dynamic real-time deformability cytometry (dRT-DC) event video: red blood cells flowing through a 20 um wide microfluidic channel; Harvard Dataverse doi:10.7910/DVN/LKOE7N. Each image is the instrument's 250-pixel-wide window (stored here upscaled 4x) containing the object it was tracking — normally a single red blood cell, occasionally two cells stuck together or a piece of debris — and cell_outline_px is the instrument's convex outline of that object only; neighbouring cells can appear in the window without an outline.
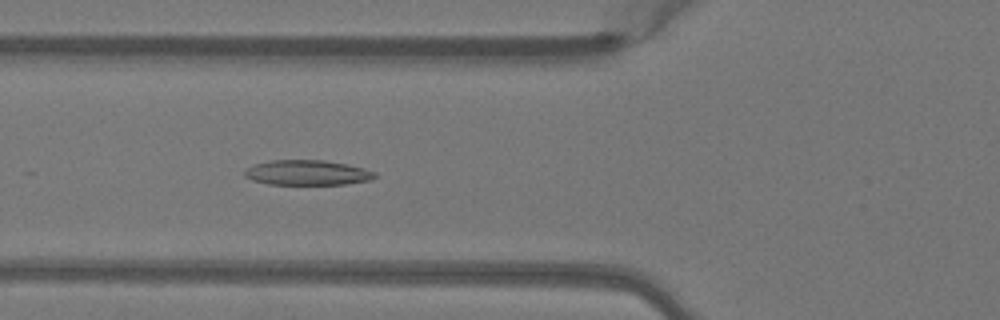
{"species": "Egyptian fruit bat (a non-hibernating species)", "species_latin": "Rousettus aegyptiacus", "temperature_condition": "warm", "stored_images_in_passage": 12, "camera_frame_rate_fps": 3000, "um_per_image_px": 0.085, "animal": {"sex": "female"}, "frame": {"image": 1, "passage_image": 6, "time_ms": 1.667, "image_size_px": [1000, 320], "cell_outline_px": [[376, 176], [372, 180], [344, 184], [268, 184], [252, 180], [244, 176], [244, 168], [252, 164], [272, 160], [324, 160], [348, 164], [364, 168], [376, 172]], "centroid_in_image_um": [26.1, 14.67], "position_along_channel_um": 99.7, "area_um2": 19.19}}
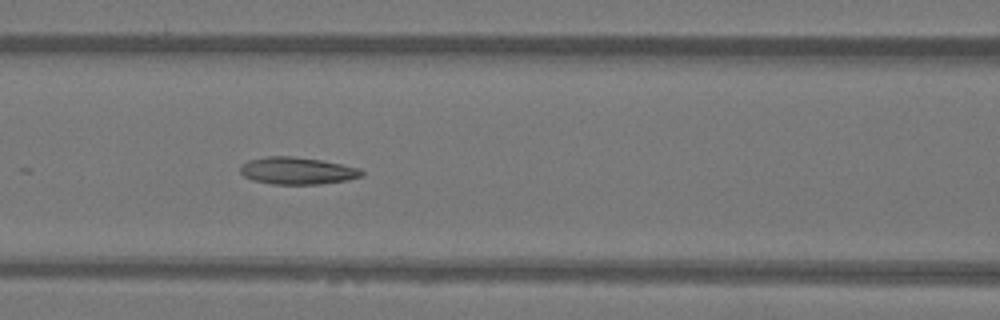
{"frame": {"image": 2, "passage_image": 9, "time_ms": 2.667, "image_size_px": [1000, 320], "cell_outline_px": [[364, 176], [348, 180], [320, 184], [272, 184], [252, 180], [244, 176], [240, 172], [240, 164], [248, 160], [264, 156], [292, 156], [320, 160], [360, 168], [364, 172]], "centroid_in_image_um": [25.25, 14.51], "position_along_channel_um": 141.4, "area_um2": 19.36}}